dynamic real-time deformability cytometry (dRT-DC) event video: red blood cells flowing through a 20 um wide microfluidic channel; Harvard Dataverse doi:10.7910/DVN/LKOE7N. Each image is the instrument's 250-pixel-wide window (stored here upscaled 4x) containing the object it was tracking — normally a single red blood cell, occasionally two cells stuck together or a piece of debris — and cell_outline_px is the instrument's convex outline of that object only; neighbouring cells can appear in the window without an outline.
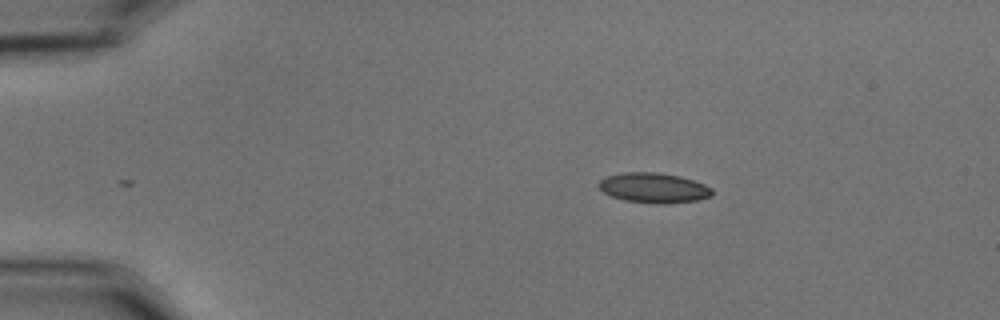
{"species": "common noctule bat (a hibernating species)", "species_latin": "Nyctalus noctula", "temperature_condition": "cold", "stored_images_in_passage": 47, "camera_frame_rate_fps": 3000, "um_per_image_px": 0.085, "animal": {"sex": "male", "body_mass_g": 15.6}, "frame": {"image": 1, "passage_image": 1, "time_ms": 0.0, "image_size_px": [1000, 320], "cell_outline_px": [[712, 196], [696, 200], [664, 204], [624, 200], [612, 196], [604, 192], [596, 184], [604, 176], [624, 172], [656, 172], [680, 176], [704, 184], [712, 188]], "centroid_in_image_um": [55.54, 15.95], "position_along_channel_um": 29.5, "area_um2": 19.77}}
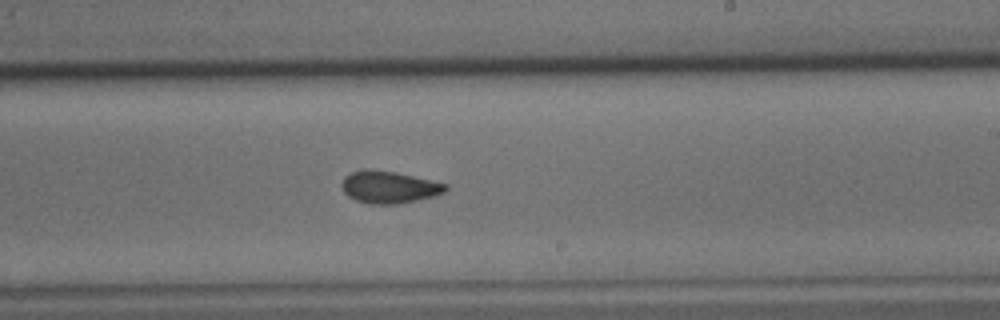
{"frame": {"image": 2, "passage_image": 25, "time_ms": 8.0, "image_size_px": [1000, 320], "cell_outline_px": [[448, 188], [444, 192], [436, 196], [400, 204], [372, 204], [356, 200], [348, 196], [344, 192], [340, 184], [344, 176], [352, 172], [364, 168], [372, 168], [396, 172], [448, 184]], "centroid_in_image_um": [33.06, 15.89], "position_along_channel_um": 255.9, "area_um2": 19.77}}
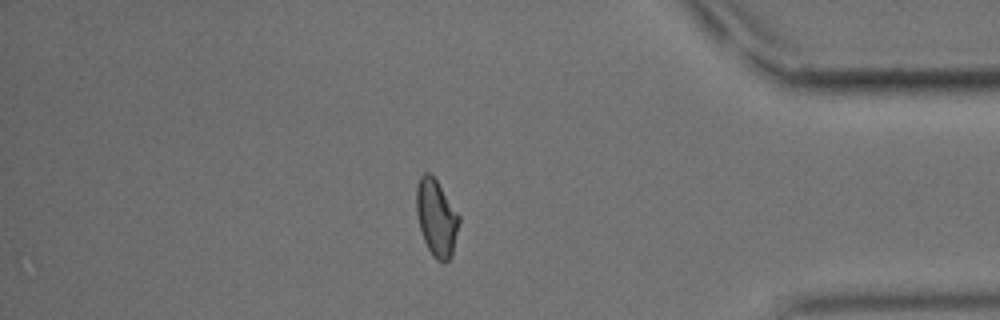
{"frame": {"image": 3, "passage_image": 39, "time_ms": 12.667, "image_size_px": [1000, 320], "cell_outline_px": [[460, 220], [452, 256], [444, 264], [436, 260], [432, 256], [424, 240], [420, 228], [416, 212], [416, 188], [420, 176], [424, 172], [428, 172], [436, 180], [460, 216]], "centroid_in_image_um": [37.09, 18.54], "position_along_channel_um": 398.1, "area_um2": 19.07}, "authors_computed_cell_mechanics": {"area_um2": 19.363, "velocity_mm_per_s": 3.617, "shape_relaxation_time_tau1_ms": 7.2045, "shape_relaxation_time_tau2_ms": 2.2883, "deformation_change_tau1": 0.1363, "deformation_change_tau2": 0.0701}}